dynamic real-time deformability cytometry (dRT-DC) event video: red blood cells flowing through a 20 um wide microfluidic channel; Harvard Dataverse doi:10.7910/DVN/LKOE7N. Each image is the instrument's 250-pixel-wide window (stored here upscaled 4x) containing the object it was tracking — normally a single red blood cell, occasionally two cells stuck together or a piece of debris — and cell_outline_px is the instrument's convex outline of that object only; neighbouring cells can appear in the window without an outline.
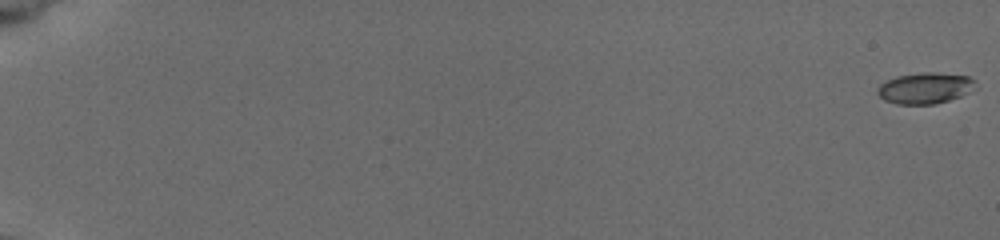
{"species": "common noctule bat (a hibernating species)", "species_latin": "Nyctalus noctula", "temperature_condition": "cold", "stored_images_in_passage": 58, "camera_frame_rate_fps": 3000, "um_per_image_px": 0.085, "animal": {"sex": "female", "body_mass_g": 19.5, "forearm_length_mm": 54.1}, "frame": {"image": 1, "passage_image": 1, "time_ms": 0.0, "image_size_px": [1000, 240], "cell_outline_px": [[976, 80], [968, 92], [960, 96], [936, 104], [896, 104], [884, 100], [876, 92], [876, 88], [880, 84], [896, 76], [924, 72], [936, 72], [968, 76]], "centroid_in_image_um": [78.58, 7.49], "position_along_channel_um": 6.4, "area_um2": 17.63}}
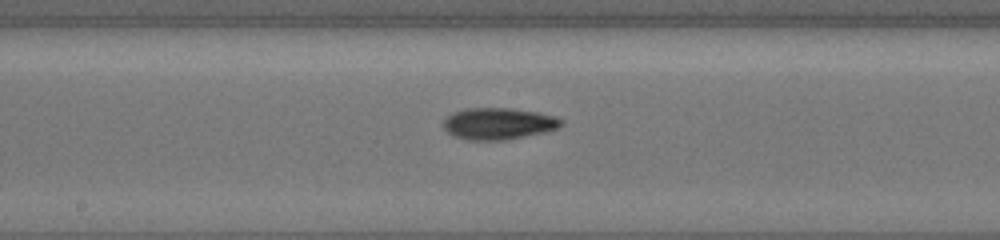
{"frame": {"image": 2, "passage_image": 34, "time_ms": 11.0, "image_size_px": [1000, 240], "cell_outline_px": [[564, 124], [556, 128], [544, 132], [504, 140], [468, 140], [456, 136], [448, 132], [444, 128], [444, 120], [452, 112], [464, 108], [512, 108], [536, 112], [556, 116], [564, 120]], "centroid_in_image_um": [42.38, 10.49], "position_along_channel_um": 205.8, "area_um2": 21.68}}
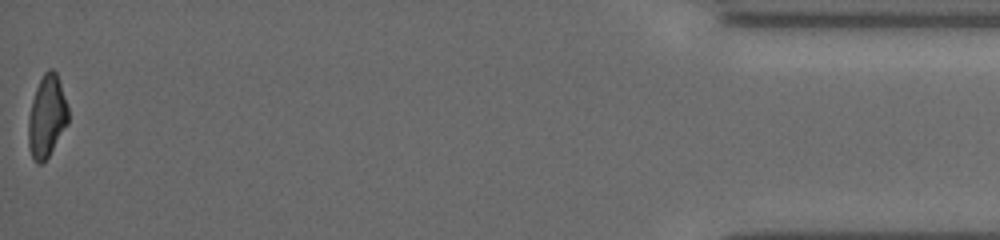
{"frame": {"image": 3, "passage_image": 58, "time_ms": 19.0, "image_size_px": [1000, 240], "cell_outline_px": [[68, 124], [48, 156], [40, 164], [36, 164], [32, 160], [28, 148], [28, 116], [32, 100], [36, 88], [44, 72], [48, 68], [52, 68], [56, 72], [68, 108]], "centroid_in_image_um": [3.96, 9.92], "position_along_channel_um": 431.2, "area_um2": 19.07}, "authors_computed_cell_mechanics": {"area_um2": 19.4786, "velocity_mm_per_s": 3.7868, "shape_relaxation_time_tau1_ms": 2.5734, "shape_relaxation_time_tau2_ms": 4.9779, "deformation_change_tau1": 0.1369, "deformation_change_tau2": 0.1291}}